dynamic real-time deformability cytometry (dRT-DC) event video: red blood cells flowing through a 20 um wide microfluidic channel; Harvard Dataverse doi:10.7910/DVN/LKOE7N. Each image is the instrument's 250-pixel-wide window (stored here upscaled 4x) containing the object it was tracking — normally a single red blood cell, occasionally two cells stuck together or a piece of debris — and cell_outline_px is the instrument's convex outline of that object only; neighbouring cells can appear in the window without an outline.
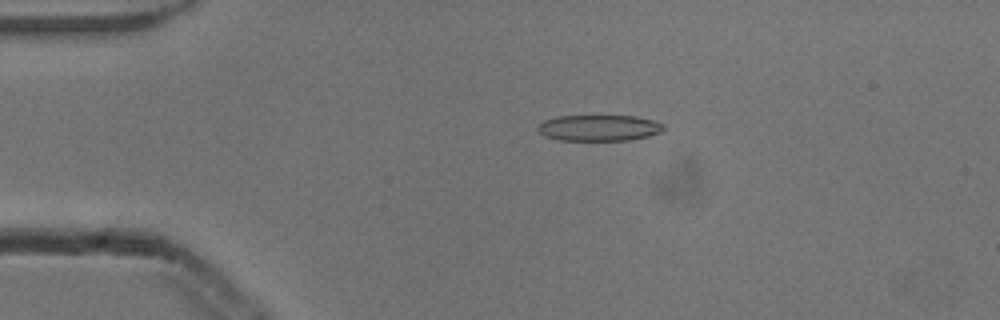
{"species": "common noctule bat (a hibernating species)", "species_latin": "Nyctalus noctula", "temperature_condition": "cold", "stored_images_in_passage": 52, "camera_frame_rate_fps": 3000, "um_per_image_px": 0.085, "animal": {"sex": "male", "body_mass_g": 13.3}, "frame": {"image": 1, "passage_image": 10, "time_ms": 3.0, "image_size_px": [1000, 320], "cell_outline_px": [[664, 128], [660, 132], [648, 136], [628, 140], [560, 140], [544, 136], [536, 128], [544, 120], [556, 116], [636, 116], [656, 120], [664, 124]], "centroid_in_image_um": [50.93, 10.86], "position_along_channel_um": 34.1, "area_um2": 19.13}}
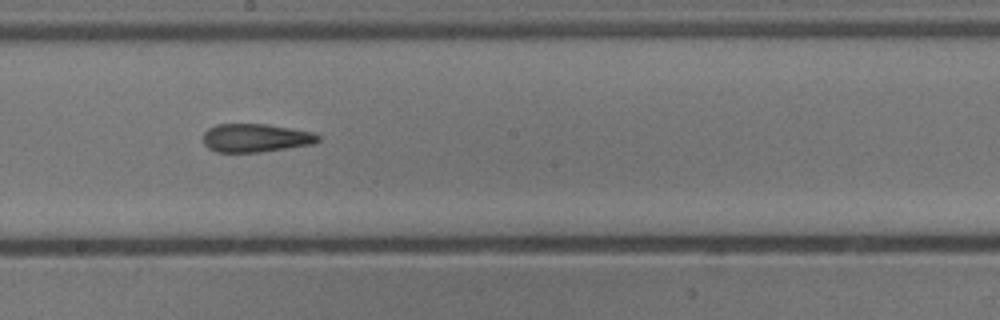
{"frame": {"image": 2, "passage_image": 28, "time_ms": 9.0, "image_size_px": [1000, 320], "cell_outline_px": [[320, 140], [316, 144], [260, 152], [216, 152], [208, 148], [204, 144], [204, 132], [208, 128], [216, 124], [268, 124], [312, 132], [320, 136]], "centroid_in_image_um": [21.74, 11.72], "position_along_channel_um": 226.5, "area_um2": 19.13}}
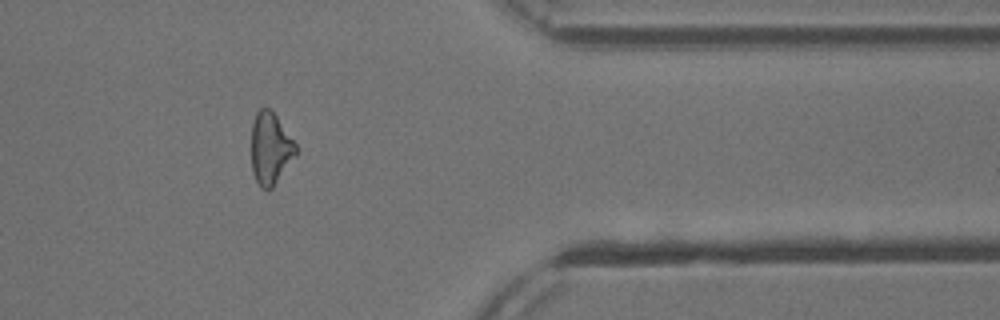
{"frame": {"image": 3, "passage_image": 42, "time_ms": 13.667, "image_size_px": [1000, 320], "cell_outline_px": [[296, 156], [272, 188], [268, 192], [260, 188], [252, 172], [252, 124], [256, 112], [260, 108], [268, 108], [276, 116], [296, 144]], "centroid_in_image_um": [22.97, 12.66], "position_along_channel_um": 388.4, "area_um2": 18.61}, "authors_computed_cell_mechanics": {"area_um2": 19.4497, "velocity_mm_per_s": 3.8843, "shape_relaxation_time_tau1_ms": 9.2782, "shape_relaxation_time_tau2_ms": 5.4495, "deformation_change_tau1": 0.2052, "deformation_change_tau2": 0.1633}}